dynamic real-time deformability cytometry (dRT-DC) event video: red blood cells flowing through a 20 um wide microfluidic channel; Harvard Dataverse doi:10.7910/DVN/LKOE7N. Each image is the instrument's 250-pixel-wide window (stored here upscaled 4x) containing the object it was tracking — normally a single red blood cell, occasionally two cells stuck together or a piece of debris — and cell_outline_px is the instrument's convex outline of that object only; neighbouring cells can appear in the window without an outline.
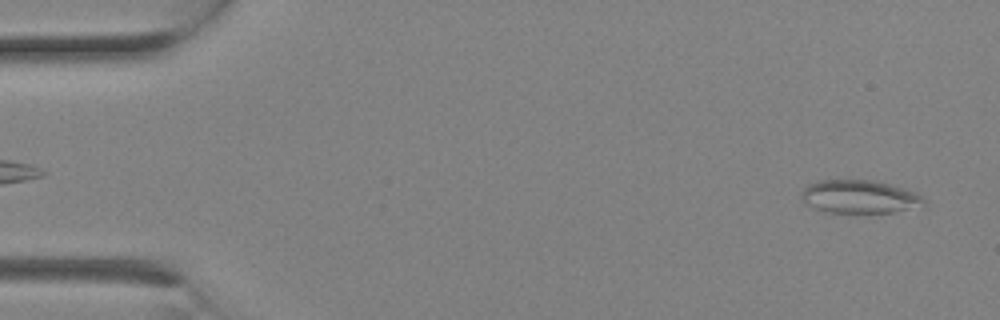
{"species": "Egyptian fruit bat (a non-hibernating species)", "species_latin": "Rousettus aegyptiacus", "temperature_condition": "room temperature", "stored_images_in_passage": 3, "camera_frame_rate_fps": 3000, "um_per_image_px": 0.085, "animal": {"sex": "female"}, "frame": {"image": 1, "passage_image": 1, "time_ms": 0.0, "image_size_px": [1000, 320], "cell_outline_px": [[924, 204], [892, 212], [824, 212], [804, 204], [800, 196], [800, 192], [808, 184], [816, 180], [872, 180], [904, 188], [916, 192], [924, 196]], "centroid_in_image_um": [72.98, 16.71], "position_along_channel_um": 12.0, "area_um2": 23.64}}